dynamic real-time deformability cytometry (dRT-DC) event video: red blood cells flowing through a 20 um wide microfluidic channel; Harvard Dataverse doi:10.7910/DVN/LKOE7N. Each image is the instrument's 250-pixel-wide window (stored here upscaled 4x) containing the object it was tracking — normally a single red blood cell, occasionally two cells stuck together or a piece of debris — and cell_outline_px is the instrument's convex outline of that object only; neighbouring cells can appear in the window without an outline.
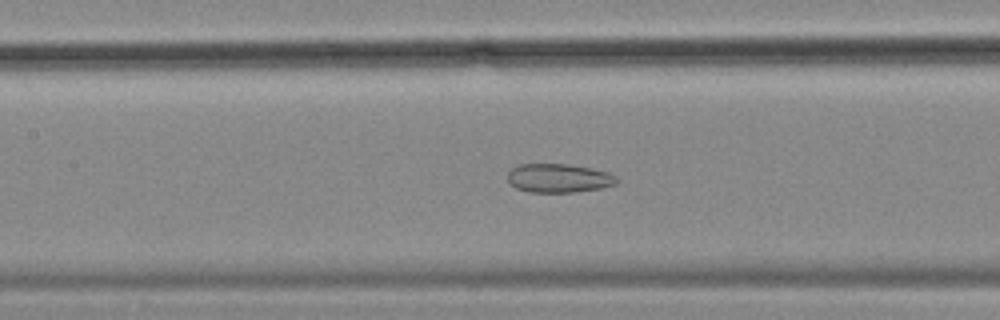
{"species": "common noctule bat (a hibernating species)", "species_latin": "Nyctalus noctula", "temperature_condition": "cold", "stored_images_in_passage": 57, "camera_frame_rate_fps": 3000, "um_per_image_px": 0.085, "animal": {"sex": "female", "body_mass_g": 18.4}, "frame": {"image": 1, "passage_image": 26, "time_ms": 8.333, "image_size_px": [1000, 320], "cell_outline_px": [[620, 180], [616, 184], [600, 188], [572, 192], [528, 192], [516, 188], [508, 180], [508, 172], [512, 168], [520, 164], [568, 164], [592, 168], [608, 172], [616, 176]], "centroid_in_image_um": [47.51, 15.14], "position_along_channel_um": 159.9, "area_um2": 18.32}}
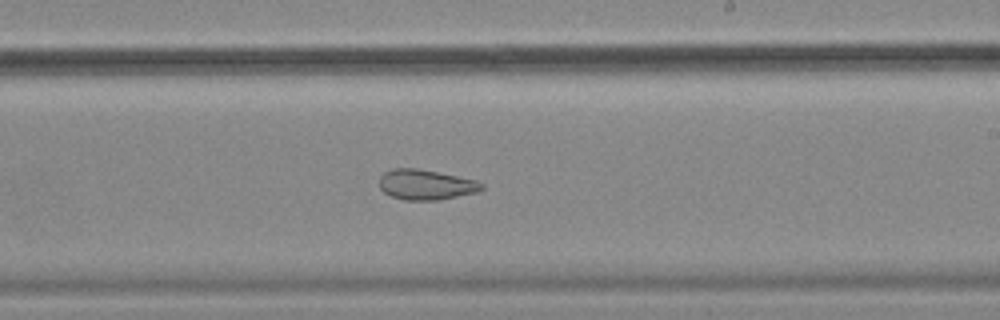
{"frame": {"image": 2, "passage_image": 34, "time_ms": 11.0, "image_size_px": [1000, 320], "cell_outline_px": [[484, 188], [476, 192], [440, 200], [404, 200], [392, 196], [384, 192], [380, 188], [380, 176], [384, 172], [392, 168], [416, 168], [476, 180], [484, 184]], "centroid_in_image_um": [36.19, 15.7], "position_along_channel_um": 252.8, "area_um2": 17.92}}
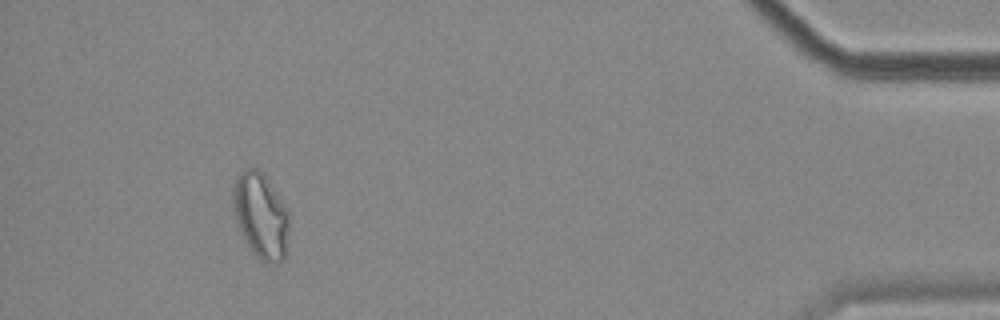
{"frame": {"image": 3, "passage_image": 53, "time_ms": 17.333, "image_size_px": [1000, 320], "cell_outline_px": [[288, 232], [284, 256], [280, 260], [260, 260], [252, 252], [240, 228], [236, 216], [232, 192], [232, 188], [240, 172], [248, 168], [256, 168], [264, 172], [288, 212]], "centroid_in_image_um": [22.16, 18.25], "position_along_channel_um": 413.0, "area_um2": 26.93}, "authors_computed_cell_mechanics": {"area_um2": 24.5072, "velocity_mm_per_s": 3.4991, "shape_relaxation_time_tau1_ms": null, "shape_relaxation_time_tau2_ms": 2.3852, "deformation_change_tau1": null, "deformation_change_tau2": 0.0937}}